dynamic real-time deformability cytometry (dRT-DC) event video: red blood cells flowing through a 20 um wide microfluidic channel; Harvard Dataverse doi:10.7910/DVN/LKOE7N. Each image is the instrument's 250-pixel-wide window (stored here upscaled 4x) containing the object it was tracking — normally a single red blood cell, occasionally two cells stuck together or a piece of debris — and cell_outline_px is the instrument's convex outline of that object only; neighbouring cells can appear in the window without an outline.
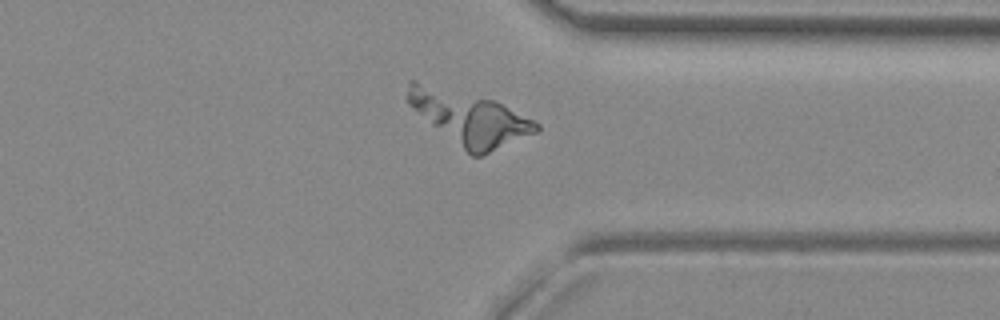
{"species": "common noctule bat (a hibernating species)", "species_latin": "Nyctalus noctula", "temperature_condition": "room temperature", "stored_images_in_passage": 50, "segment_of_instrument_passage": [2, 2], "camera_frame_rate_fps": 3000, "um_per_image_px": 0.085, "animal": {"sex": "female", "body_mass_g": 29.2, "forearm_length_mm": 56.3}, "frame": {"image": 1, "passage_image": 38, "time_ms": 12.333, "image_size_px": [1000, 320], "cell_outline_px": [[540, 128], [536, 132], [480, 156], [472, 156], [432, 124], [408, 104], [408, 80], [416, 80], [492, 100], [540, 124]], "centroid_in_image_um": [39.88, 10.02], "position_along_channel_um": 371.5, "area_um2": 38.38}}